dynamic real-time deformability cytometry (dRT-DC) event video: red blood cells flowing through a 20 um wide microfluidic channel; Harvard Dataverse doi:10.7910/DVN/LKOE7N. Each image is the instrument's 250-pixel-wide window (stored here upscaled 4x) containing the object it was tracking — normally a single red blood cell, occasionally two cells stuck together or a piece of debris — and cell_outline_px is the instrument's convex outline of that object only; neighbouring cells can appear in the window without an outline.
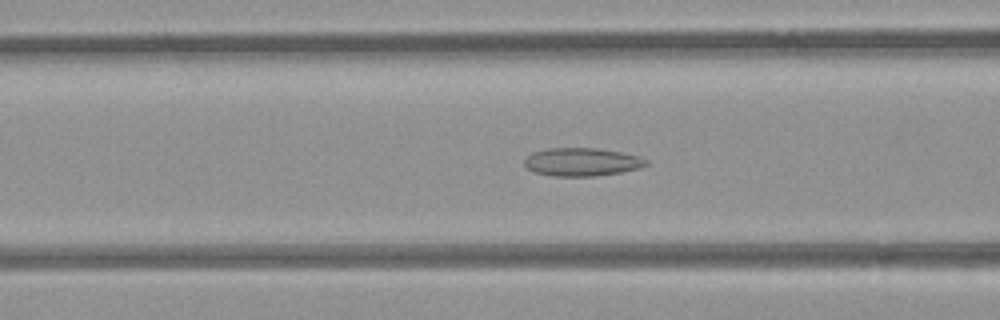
{"species": "common noctule bat (a hibernating species)", "species_latin": "Nyctalus noctula", "temperature_condition": "room temperature", "stored_images_in_passage": 40, "camera_frame_rate_fps": 3000, "um_per_image_px": 0.085, "animal": {"sex": "female", "body_mass_g": 21.9}, "frame": {"image": 1, "passage_image": 7, "time_ms": 2.0, "image_size_px": [1000, 320], "cell_outline_px": [[648, 164], [640, 168], [620, 172], [596, 176], [552, 176], [536, 172], [528, 168], [524, 164], [524, 160], [532, 152], [548, 148], [596, 148], [620, 152], [640, 156], [648, 160]], "centroid_in_image_um": [49.47, 13.76], "position_along_channel_um": 117.1, "area_um2": 19.94}}
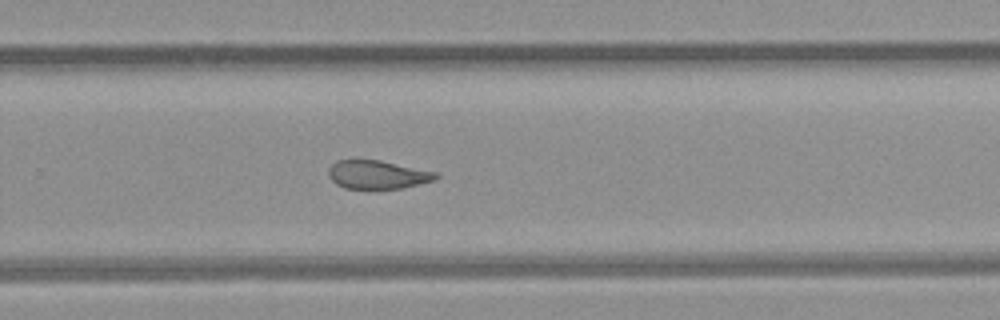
{"frame": {"image": 2, "passage_image": 21, "time_ms": 6.667, "image_size_px": [1000, 320], "cell_outline_px": [[440, 176], [436, 180], [404, 188], [344, 188], [336, 184], [328, 176], [328, 168], [336, 160], [380, 160], [436, 172]], "centroid_in_image_um": [32.09, 14.84], "position_along_channel_um": 297.7, "area_um2": 17.8}}
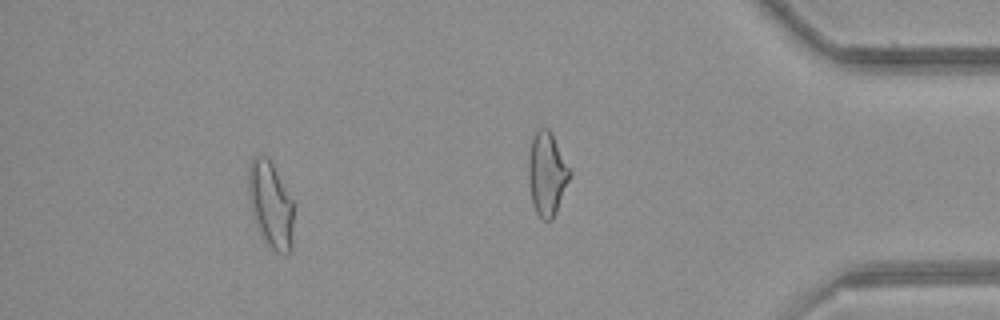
{"frame": {"image": 3, "passage_image": 35, "time_ms": 11.333, "image_size_px": [1000, 320], "cell_outline_px": [[292, 248], [288, 256], [284, 256], [276, 252], [264, 240], [256, 228], [252, 212], [248, 192], [248, 168], [252, 160], [256, 156], [264, 156], [272, 164], [292, 200]], "centroid_in_image_um": [22.99, 17.47], "position_along_channel_um": 412.2, "area_um2": 22.54}, "authors_computed_cell_mechanics": {"area_um2": 19.9121, "velocity_mm_per_s": 3.878, "shape_relaxation_time_tau1_ms": null, "shape_relaxation_time_tau2_ms": 3.093, "deformation_change_tau1": null, "deformation_change_tau2": 0.0965}}